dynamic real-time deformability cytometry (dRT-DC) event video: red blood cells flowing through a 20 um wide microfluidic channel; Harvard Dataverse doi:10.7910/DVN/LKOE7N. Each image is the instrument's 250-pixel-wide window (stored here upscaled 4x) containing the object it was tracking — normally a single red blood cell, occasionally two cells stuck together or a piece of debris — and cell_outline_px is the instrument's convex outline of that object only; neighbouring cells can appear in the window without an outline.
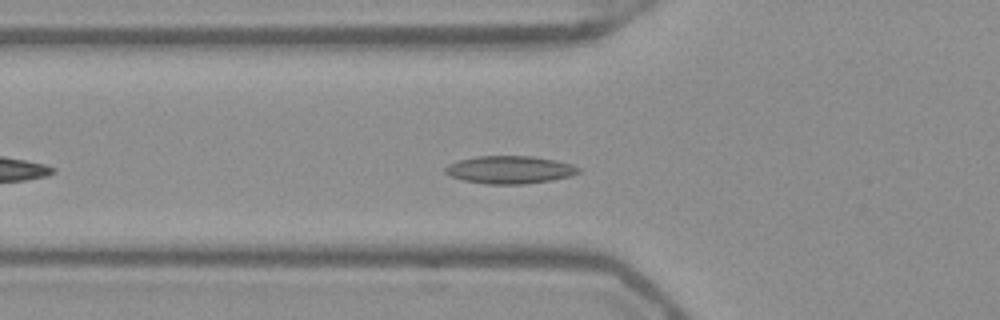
{"species": "Egyptian fruit bat (a non-hibernating species)", "species_latin": "Rousettus aegyptiacus", "temperature_condition": "warm", "stored_images_in_passage": 29, "camera_frame_rate_fps": 3000, "um_per_image_px": 0.085, "frame": {"image": 1, "passage_image": 6, "time_ms": 1.667, "image_size_px": [1000, 320], "cell_outline_px": [[580, 172], [572, 176], [552, 180], [524, 184], [484, 184], [464, 180], [452, 176], [444, 172], [444, 168], [448, 164], [460, 160], [476, 156], [532, 156], [556, 160], [572, 164], [580, 168]], "centroid_in_image_um": [43.35, 14.43], "position_along_channel_um": 82.4, "area_um2": 21.62}}
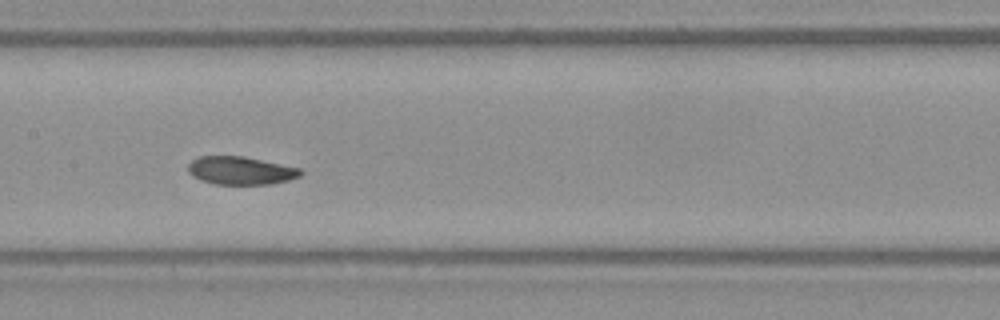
{"frame": {"image": 2, "passage_image": 14, "time_ms": 4.333, "image_size_px": [1000, 320], "cell_outline_px": [[304, 172], [300, 176], [288, 180], [272, 184], [216, 184], [200, 180], [192, 176], [188, 172], [188, 164], [192, 160], [200, 156], [244, 156], [300, 168]], "centroid_in_image_um": [20.45, 14.5], "position_along_channel_um": 186.9, "area_um2": 18.44}}
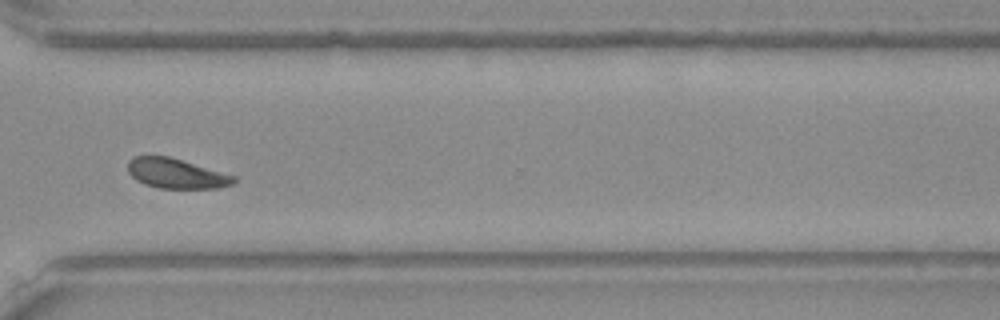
{"frame": {"image": 3, "passage_image": 27, "time_ms": 8.667, "image_size_px": [1000, 320], "cell_outline_px": [[236, 184], [220, 188], [156, 188], [144, 184], [136, 180], [128, 172], [128, 160], [132, 156], [168, 156], [236, 176]], "centroid_in_image_um": [14.98, 14.76], "position_along_channel_um": 355.6, "area_um2": 18.55}, "authors_computed_cell_mechanics": {"area_um2": 19.1318, "velocity_mm_per_s": 3.8973, "shape_relaxation_time_tau1_ms": 4.1549, "shape_relaxation_time_tau2_ms": 3.0269, "deformation_change_tau1": 0.1016, "deformation_change_tau2": 0.0692}}